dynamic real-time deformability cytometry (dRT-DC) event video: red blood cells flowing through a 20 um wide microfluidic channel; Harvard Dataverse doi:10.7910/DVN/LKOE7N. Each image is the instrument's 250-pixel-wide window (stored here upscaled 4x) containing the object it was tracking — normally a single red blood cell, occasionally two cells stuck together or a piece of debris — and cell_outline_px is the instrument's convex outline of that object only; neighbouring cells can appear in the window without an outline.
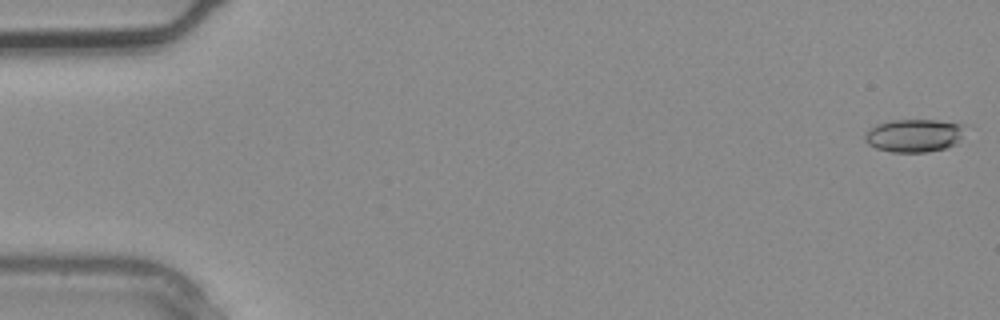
{"species": "common noctule bat (a hibernating species)", "species_latin": "Nyctalus noctula", "temperature_condition": "warm", "stored_images_in_passage": 3, "camera_frame_rate_fps": 3000, "um_per_image_px": 0.085, "animal": {"sex": "male", "body_mass_g": 20.4}, "frame": {"image": 1, "passage_image": 3, "time_ms": 0.667, "image_size_px": [1000, 320], "cell_outline_px": [[964, 128], [956, 144], [944, 148], [928, 152], [892, 152], [876, 148], [868, 144], [864, 140], [864, 132], [868, 128], [876, 124], [888, 120], [936, 120], [964, 124]], "centroid_in_image_um": [77.63, 11.51], "position_along_channel_um": 7.4, "area_um2": 19.36}}